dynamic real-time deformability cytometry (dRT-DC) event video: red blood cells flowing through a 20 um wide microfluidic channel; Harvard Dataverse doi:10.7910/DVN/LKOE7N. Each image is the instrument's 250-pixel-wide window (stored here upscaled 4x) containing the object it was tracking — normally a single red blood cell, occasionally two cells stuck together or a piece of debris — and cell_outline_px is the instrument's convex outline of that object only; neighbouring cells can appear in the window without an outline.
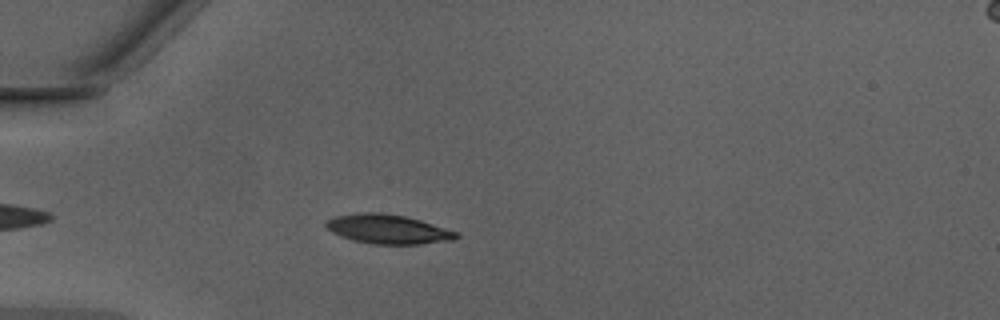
{"species": "Egyptian fruit bat (a non-hibernating species)", "species_latin": "Rousettus aegyptiacus", "temperature_condition": "warm", "stored_images_in_passage": 39, "camera_frame_rate_fps": 3000, "um_per_image_px": 0.085, "animal": {"sex": "male"}, "frame": {"image": 1, "passage_image": 5, "time_ms": 1.333, "image_size_px": [1000, 320], "cell_outline_px": [[460, 236], [452, 240], [420, 244], [372, 244], [352, 240], [340, 236], [332, 232], [324, 224], [324, 220], [336, 216], [360, 212], [380, 212], [404, 216], [420, 220], [456, 232]], "centroid_in_image_um": [32.92, 19.47], "position_along_channel_um": 52.1, "area_um2": 22.14}}
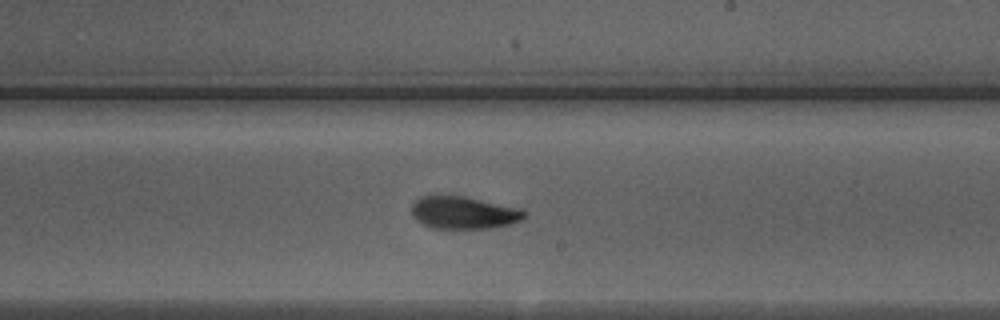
{"frame": {"image": 2, "passage_image": 20, "time_ms": 6.333, "image_size_px": [1000, 320], "cell_outline_px": [[528, 212], [520, 220], [508, 224], [488, 228], [432, 228], [416, 220], [412, 216], [412, 204], [420, 196], [464, 196], [520, 208]], "centroid_in_image_um": [39.39, 18.07], "position_along_channel_um": 249.6, "area_um2": 21.1}}
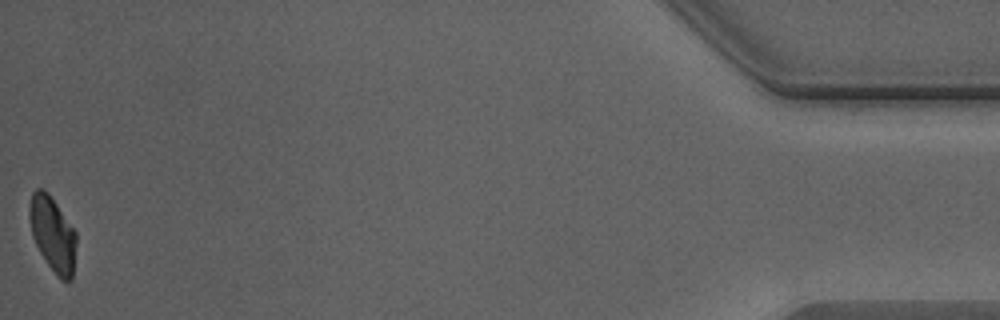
{"frame": {"image": 3, "passage_image": 39, "time_ms": 12.667, "image_size_px": [1000, 320], "cell_outline_px": [[76, 244], [72, 280], [64, 280], [56, 276], [40, 252], [32, 236], [28, 216], [28, 204], [32, 192], [36, 188], [44, 188], [48, 192], [76, 232]], "centroid_in_image_um": [4.45, 19.85], "position_along_channel_um": 430.7, "area_um2": 20.52}, "authors_computed_cell_mechanics": {"area_um2": 21.8484, "velocity_mm_per_s": 4.2979, "shape_relaxation_time_tau1_ms": 3.6572, "shape_relaxation_time_tau2_ms": 2.2493, "deformation_change_tau1": 0.1587, "deformation_change_tau2": 0.0692}}